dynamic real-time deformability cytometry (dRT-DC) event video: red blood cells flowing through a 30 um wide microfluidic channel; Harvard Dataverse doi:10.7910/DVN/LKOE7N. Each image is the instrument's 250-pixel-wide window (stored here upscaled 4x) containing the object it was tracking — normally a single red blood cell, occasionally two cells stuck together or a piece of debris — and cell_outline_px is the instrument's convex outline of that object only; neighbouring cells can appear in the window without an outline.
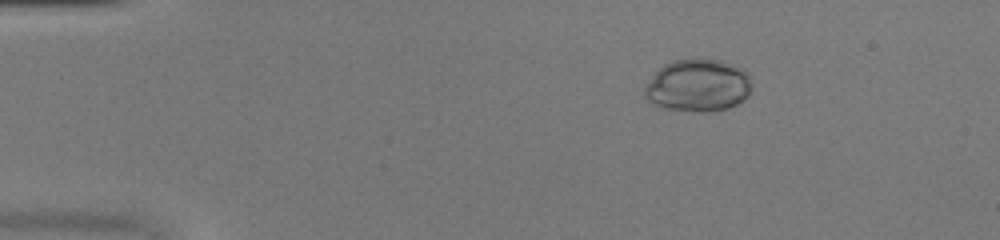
{"species": "common noctule bat (a hibernating species)", "species_latin": "Nyctalus noctula", "temperature_condition": "warm", "stored_images_in_passage": 52, "camera_frame_rate_fps": 3000, "um_per_image_px": 0.085, "animal": {"sex": "female", "body_mass_g": 20.0, "forearm_length_mm": 54.0}, "frame": {"image": 1, "passage_image": 9, "time_ms": 2.667, "image_size_px": [1000, 240], "cell_outline_px": [[752, 88], [748, 96], [744, 100], [728, 108], [708, 112], [700, 112], [664, 108], [652, 104], [644, 96], [644, 88], [652, 76], [664, 64], [672, 60], [692, 56], [700, 56], [720, 60], [744, 68], [748, 72], [752, 84]], "centroid_in_image_um": [59.35, 7.22], "position_along_channel_um": 25.6, "area_um2": 33.7}}
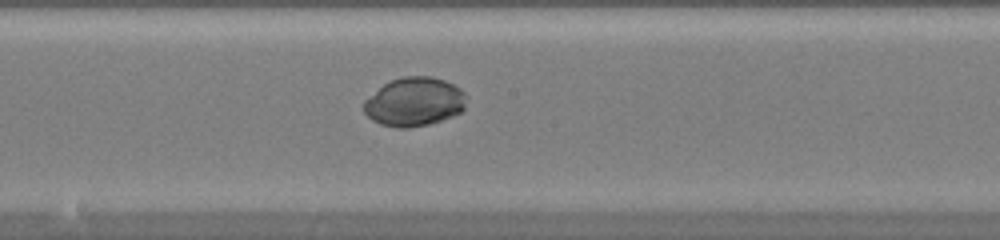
{"frame": {"image": 2, "passage_image": 29, "time_ms": 9.333, "image_size_px": [1000, 240], "cell_outline_px": [[468, 96], [464, 108], [460, 112], [452, 116], [428, 124], [408, 128], [396, 128], [380, 124], [372, 120], [364, 112], [364, 100], [384, 84], [392, 80], [404, 76], [428, 76], [444, 80], [460, 88]], "centroid_in_image_um": [35.22, 8.66], "position_along_channel_um": 213.0, "area_um2": 29.13}}
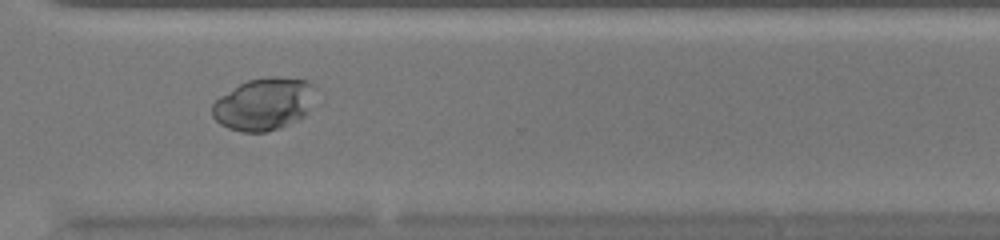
{"frame": {"image": 3, "passage_image": 39, "time_ms": 12.667, "image_size_px": [1000, 240], "cell_outline_px": [[312, 84], [304, 116], [280, 128], [264, 132], [244, 132], [228, 128], [220, 124], [212, 116], [212, 104], [220, 96], [240, 84], [248, 80], [268, 76], [276, 76], [308, 80]], "centroid_in_image_um": [22.33, 8.85], "position_along_channel_um": 348.3, "area_um2": 30.69}}